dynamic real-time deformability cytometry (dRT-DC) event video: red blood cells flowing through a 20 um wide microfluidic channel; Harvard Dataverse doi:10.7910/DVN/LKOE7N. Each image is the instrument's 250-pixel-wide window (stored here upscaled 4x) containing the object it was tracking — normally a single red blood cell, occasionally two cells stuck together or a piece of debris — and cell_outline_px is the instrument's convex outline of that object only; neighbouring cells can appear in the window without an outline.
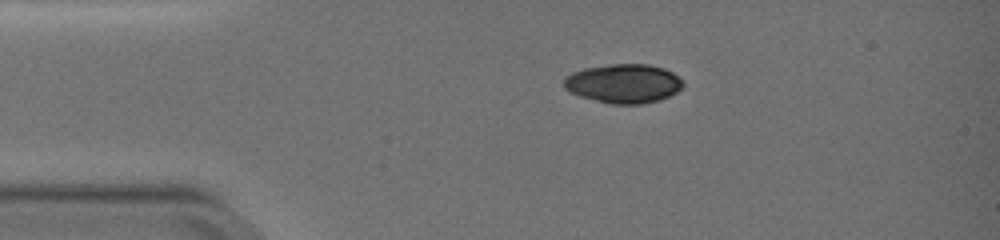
{"species": "common noctule bat (a hibernating species)", "species_latin": "Nyctalus noctula", "temperature_condition": "warm", "stored_images_in_passage": 41, "camera_frame_rate_fps": 3000, "um_per_image_px": 0.085, "animal": {"sex": "female", "body_mass_g": 19.0, "forearm_length_mm": 51.5}, "frame": {"image": 1, "passage_image": 1, "time_ms": 0.0, "image_size_px": [1000, 240], "cell_outline_px": [[684, 84], [676, 92], [660, 100], [640, 104], [612, 104], [580, 96], [568, 92], [564, 88], [564, 76], [572, 72], [584, 68], [612, 64], [648, 64], [664, 68], [680, 76], [684, 80]], "centroid_in_image_um": [53.0, 7.09], "position_along_channel_um": 32.0, "area_um2": 27.28}}
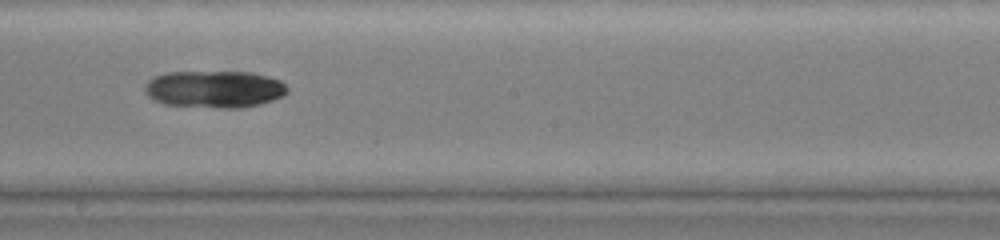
{"frame": {"image": 2, "passage_image": 20, "time_ms": 6.333, "image_size_px": [1000, 240], "cell_outline_px": [[288, 92], [284, 96], [260, 104], [240, 108], [216, 108], [164, 104], [152, 100], [144, 92], [144, 84], [148, 80], [164, 72], [252, 72], [268, 76], [280, 80], [288, 88]], "centroid_in_image_um": [18.21, 7.58], "position_along_channel_um": 230.0, "area_um2": 31.21}}
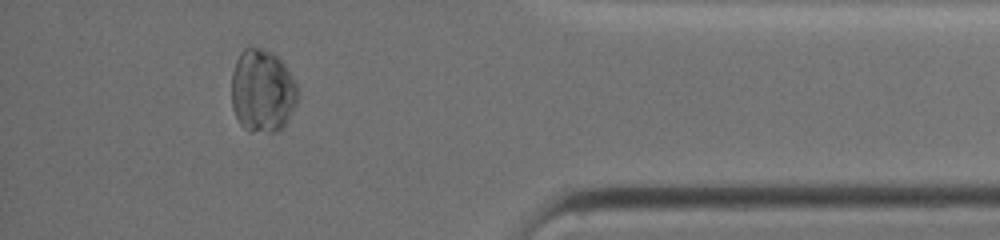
{"frame": {"image": 3, "passage_image": 36, "time_ms": 11.667, "image_size_px": [1000, 240], "cell_outline_px": [[300, 92], [296, 104], [284, 124], [276, 132], [248, 132], [240, 124], [232, 108], [232, 72], [236, 60], [240, 52], [244, 48], [260, 48], [272, 52], [284, 64], [292, 76]], "centroid_in_image_um": [22.3, 7.73], "position_along_channel_um": 412.9, "area_um2": 32.14}}